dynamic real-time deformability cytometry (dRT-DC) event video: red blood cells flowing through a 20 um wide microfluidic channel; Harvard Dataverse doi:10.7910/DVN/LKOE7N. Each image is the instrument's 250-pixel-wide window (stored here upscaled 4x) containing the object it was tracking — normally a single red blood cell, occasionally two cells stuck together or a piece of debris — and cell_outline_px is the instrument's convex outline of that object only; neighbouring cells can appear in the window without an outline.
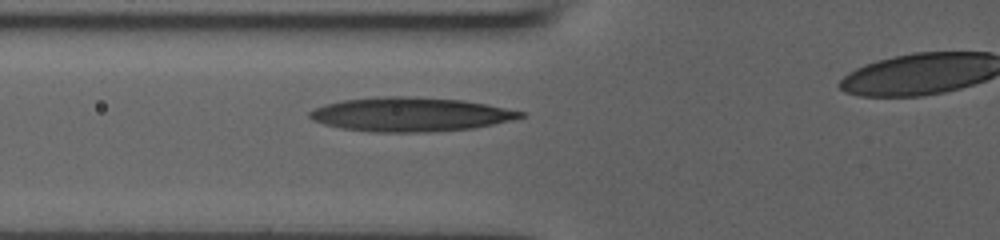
{"species": "human", "species_latin": "Homo sapiens", "temperature_condition": "room temperature", "stored_images_in_passage": 5, "segment_of_instrument_passage": [1, 2], "camera_frame_rate_fps": 3000, "um_per_image_px": 0.085, "donor": {"sex": "male"}, "frame": {"image": 1, "passage_image": 4, "time_ms": 1.0, "image_size_px": [1000, 240], "cell_outline_px": [[524, 116], [512, 120], [472, 128], [428, 132], [376, 132], [340, 128], [324, 124], [312, 120], [308, 116], [308, 112], [312, 108], [324, 104], [344, 100], [380, 96], [404, 96], [464, 100], [524, 112]], "centroid_in_image_um": [34.81, 9.72], "position_along_channel_um": 91.0, "area_um2": 41.67}}